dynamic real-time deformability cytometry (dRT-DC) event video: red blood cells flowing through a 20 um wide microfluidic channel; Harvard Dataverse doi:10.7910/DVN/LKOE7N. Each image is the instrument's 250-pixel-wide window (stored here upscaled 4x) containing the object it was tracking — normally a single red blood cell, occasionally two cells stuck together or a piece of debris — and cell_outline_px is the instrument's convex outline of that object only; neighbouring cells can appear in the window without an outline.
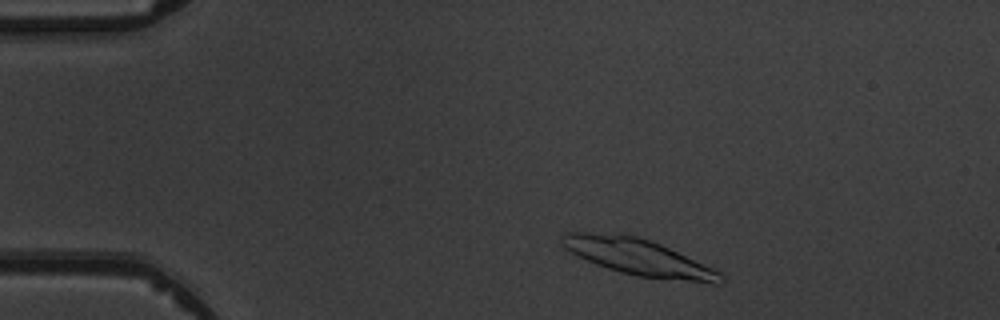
{"species": "common noctule bat (a hibernating species)", "species_latin": "Nyctalus noctula", "temperature_condition": "warm", "stored_images_in_passage": 5, "camera_frame_rate_fps": 3000, "um_per_image_px": 0.085, "animal": {"sex": "male", "body_mass_g": 19.5, "forearm_length_mm": 54.6}, "frame": {"image": 1, "passage_image": 1, "time_ms": 0.0, "image_size_px": [1000, 320], "cell_outline_px": [[728, 280], [720, 284], [716, 284], [636, 276], [620, 272], [596, 264], [564, 248], [560, 244], [560, 236], [564, 232], [588, 232], [636, 236], [660, 244], [712, 268], [720, 272]], "centroid_in_image_um": [54.27, 21.87], "position_along_channel_um": 30.7, "area_um2": 33.29}}